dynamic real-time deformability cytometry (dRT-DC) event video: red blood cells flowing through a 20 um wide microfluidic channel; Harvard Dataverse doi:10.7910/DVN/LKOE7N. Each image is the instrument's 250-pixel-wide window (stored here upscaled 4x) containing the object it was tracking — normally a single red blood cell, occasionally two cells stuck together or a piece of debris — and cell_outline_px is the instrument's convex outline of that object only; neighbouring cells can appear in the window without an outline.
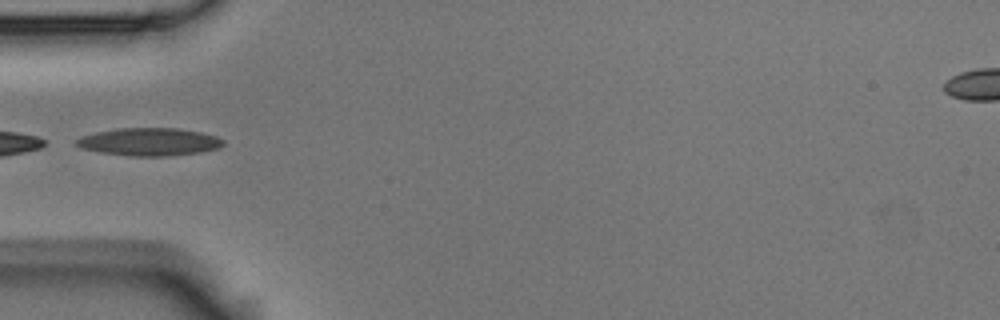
{"species": "Egyptian fruit bat (a non-hibernating species)", "species_latin": "Rousettus aegyptiacus", "temperature_condition": "room temperature", "stored_images_in_passage": 5, "camera_frame_rate_fps": 3000, "um_per_image_px": 0.085, "animal": {"sex": "male"}, "frame": {"image": 1, "passage_image": 2, "time_ms": 0.333, "image_size_px": [1000, 320], "cell_outline_px": [[224, 144], [220, 148], [200, 152], [168, 156], [132, 156], [100, 152], [80, 148], [76, 144], [76, 140], [80, 136], [96, 132], [116, 128], [176, 128], [200, 132], [216, 136], [224, 140]], "centroid_in_image_um": [12.69, 12.05], "position_along_channel_um": 72.3, "area_um2": 23.81}}
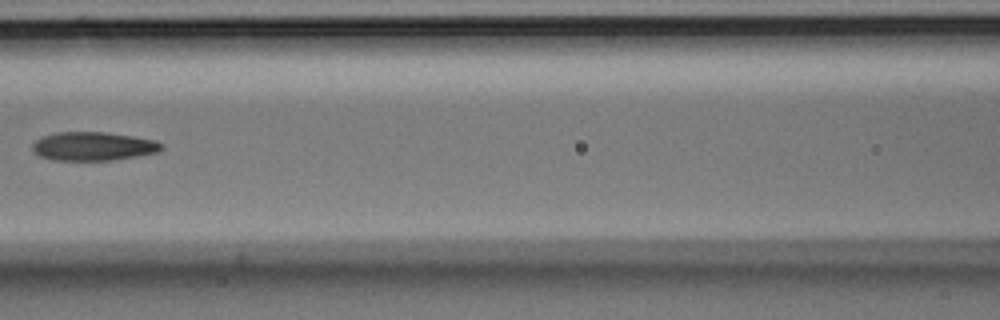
{"frame": {"image": 2, "passage_image": 4, "time_ms": 1.0, "image_size_px": [1000, 320], "cell_outline_px": [[164, 148], [160, 152], [140, 156], [112, 160], [52, 160], [40, 156], [32, 152], [32, 144], [36, 140], [44, 136], [56, 132], [104, 132], [132, 136], [156, 140], [164, 144]], "centroid_in_image_um": [7.96, 12.44], "position_along_channel_um": 158.6, "area_um2": 21.79}}
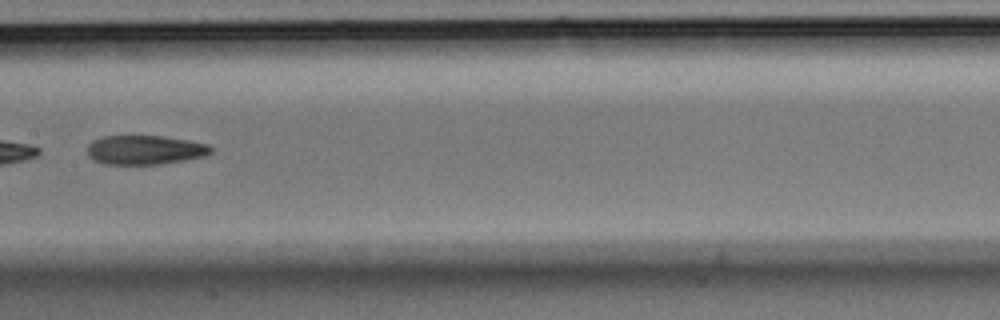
{"frame": {"image": 3, "passage_image": 5, "time_ms": 1.333, "image_size_px": [1000, 320], "cell_outline_px": [[212, 152], [204, 156], [184, 160], [160, 164], [104, 164], [92, 160], [88, 156], [88, 144], [92, 140], [104, 136], [164, 136], [188, 140], [208, 144], [212, 148]], "centroid_in_image_um": [12.3, 12.74], "position_along_channel_um": 195.1, "area_um2": 21.1}}